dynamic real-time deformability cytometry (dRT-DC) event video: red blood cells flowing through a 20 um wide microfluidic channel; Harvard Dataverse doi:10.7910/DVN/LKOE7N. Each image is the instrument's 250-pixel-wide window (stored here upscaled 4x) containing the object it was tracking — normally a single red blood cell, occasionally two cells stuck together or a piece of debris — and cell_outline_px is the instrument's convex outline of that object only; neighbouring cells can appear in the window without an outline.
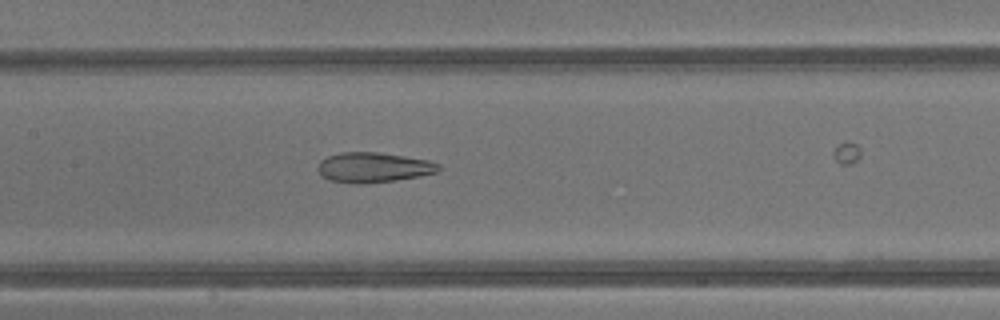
{"species": "common noctule bat (a hibernating species)", "species_latin": "Nyctalus noctula", "temperature_condition": "warm", "stored_images_in_passage": 24, "camera_frame_rate_fps": 3000, "um_per_image_px": 0.085, "animal": {"sex": "male", "body_mass_g": 13.3}, "frame": {"image": 1, "passage_image": 12, "time_ms": 3.667, "image_size_px": [1000, 320], "cell_outline_px": [[440, 168], [436, 172], [420, 176], [396, 180], [364, 184], [356, 184], [328, 180], [320, 176], [316, 168], [320, 160], [328, 156], [340, 152], [376, 152], [404, 156], [428, 160], [440, 164]], "centroid_in_image_um": [31.69, 14.24], "position_along_channel_um": 175.7, "area_um2": 21.33}}
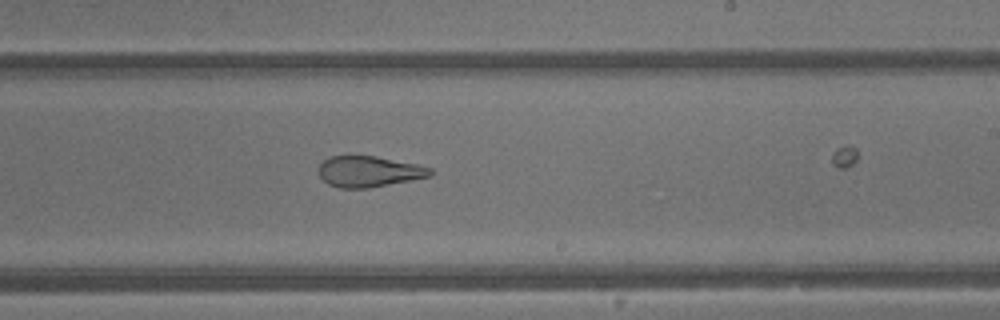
{"frame": {"image": 2, "passage_image": 17, "time_ms": 5.333, "image_size_px": [1000, 320], "cell_outline_px": [[432, 176], [368, 188], [340, 188], [328, 184], [320, 176], [320, 164], [328, 156], [376, 156], [416, 164], [432, 168]], "centroid_in_image_um": [31.37, 14.58], "position_along_channel_um": 257.6, "area_um2": 19.94}}
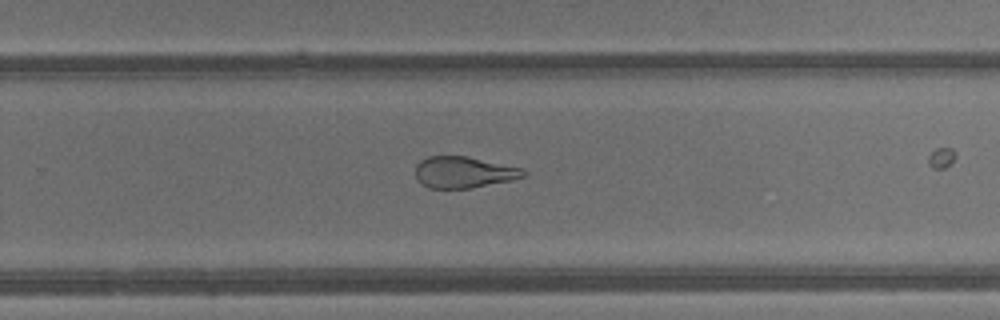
{"frame": {"image": 3, "passage_image": 19, "time_ms": 6.0, "image_size_px": [1000, 320], "cell_outline_px": [[528, 172], [524, 176], [512, 180], [472, 188], [428, 188], [416, 180], [416, 164], [420, 160], [428, 156], [468, 156], [524, 168]], "centroid_in_image_um": [39.43, 14.64], "position_along_channel_um": 290.4, "area_um2": 20.0}}